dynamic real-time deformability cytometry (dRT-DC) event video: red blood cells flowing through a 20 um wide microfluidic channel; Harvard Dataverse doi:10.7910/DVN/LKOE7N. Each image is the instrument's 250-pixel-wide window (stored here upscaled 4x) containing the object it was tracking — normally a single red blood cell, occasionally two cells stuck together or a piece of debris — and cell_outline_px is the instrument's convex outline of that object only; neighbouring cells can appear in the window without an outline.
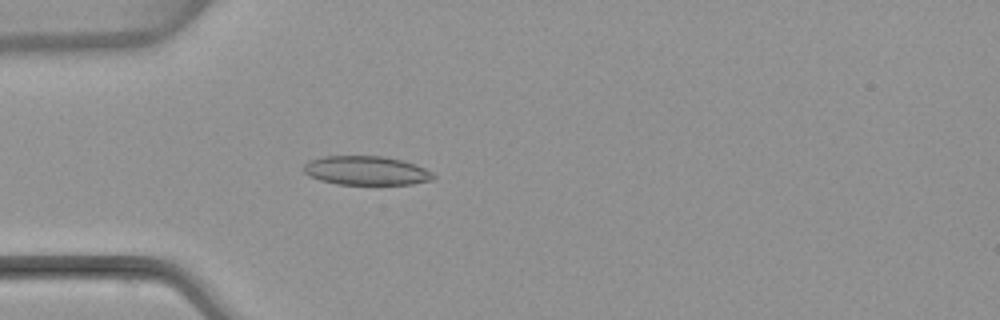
{"species": "common noctule bat (a hibernating species)", "species_latin": "Nyctalus noctula", "temperature_condition": "warm", "stored_images_in_passage": 4, "camera_frame_rate_fps": 3000, "um_per_image_px": 0.085, "animal": {"sex": "female", "body_mass_g": 22.7, "forearm_length_mm": 54.2}, "frame": {"image": 1, "passage_image": 4, "time_ms": 3.667, "image_size_px": [1000, 320], "cell_outline_px": [[436, 176], [432, 180], [412, 184], [380, 188], [336, 184], [320, 180], [308, 176], [304, 172], [304, 164], [308, 160], [324, 156], [384, 156], [416, 164], [432, 172]], "centroid_in_image_um": [31.15, 14.56], "position_along_channel_um": 53.8, "area_um2": 23.06}}